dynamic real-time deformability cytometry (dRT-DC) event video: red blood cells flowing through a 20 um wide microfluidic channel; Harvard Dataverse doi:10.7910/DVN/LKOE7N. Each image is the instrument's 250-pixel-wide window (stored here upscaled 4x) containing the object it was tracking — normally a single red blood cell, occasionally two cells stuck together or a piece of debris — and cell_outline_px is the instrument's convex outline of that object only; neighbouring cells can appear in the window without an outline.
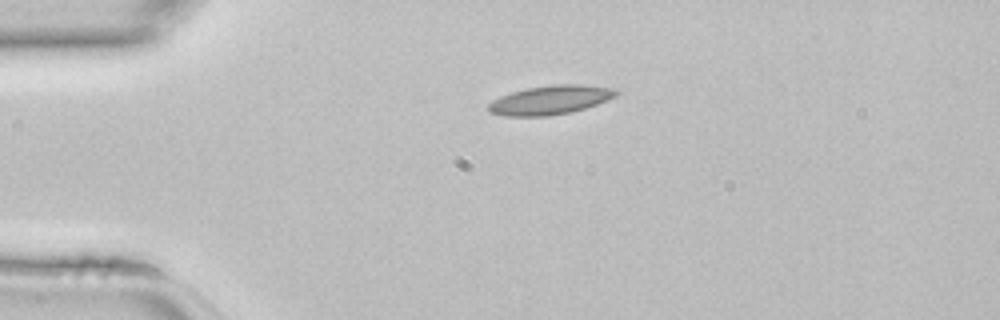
{"species": "common noctule bat (a hibernating species)", "species_latin": "Nyctalus noctula", "temperature_condition": "room temperature", "stored_images_in_passage": 36, "camera_frame_rate_fps": 3000, "um_per_image_px": 0.085, "animal": {"sex": "female", "body_mass_g": 22.7, "forearm_length_mm": 54.2}, "frame": {"image": 1, "passage_image": 1, "time_ms": 0.0, "image_size_px": [1000, 320], "cell_outline_px": [[620, 92], [616, 96], [608, 100], [572, 112], [548, 116], [504, 116], [488, 112], [488, 104], [492, 100], [500, 96], [512, 92], [528, 88], [552, 84], [584, 84], [616, 88]], "centroid_in_image_um": [46.79, 8.49], "position_along_channel_um": 38.2, "area_um2": 21.79}}
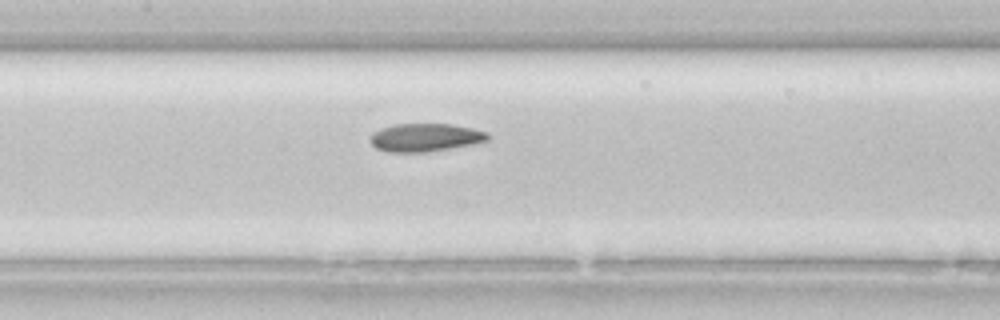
{"frame": {"image": 2, "passage_image": 12, "time_ms": 3.667, "image_size_px": [1000, 320], "cell_outline_px": [[492, 136], [488, 140], [472, 144], [428, 152], [388, 152], [376, 148], [372, 144], [372, 136], [376, 132], [392, 124], [452, 124], [472, 128], [488, 132]], "centroid_in_image_um": [36.22, 11.69], "position_along_channel_um": 171.2, "area_um2": 19.07}}
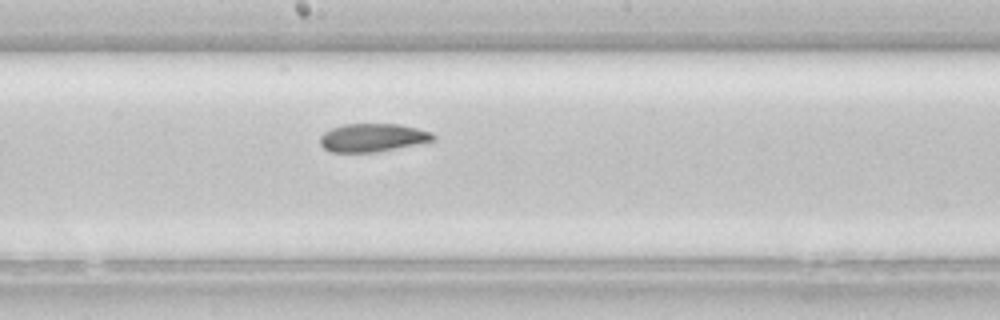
{"frame": {"image": 3, "passage_image": 15, "time_ms": 4.667, "image_size_px": [1000, 320], "cell_outline_px": [[436, 140], [376, 152], [332, 152], [324, 148], [320, 144], [320, 136], [324, 132], [332, 128], [344, 124], [400, 124], [432, 132], [436, 136]], "centroid_in_image_um": [31.68, 11.69], "position_along_channel_um": 216.5, "area_um2": 18.55}}